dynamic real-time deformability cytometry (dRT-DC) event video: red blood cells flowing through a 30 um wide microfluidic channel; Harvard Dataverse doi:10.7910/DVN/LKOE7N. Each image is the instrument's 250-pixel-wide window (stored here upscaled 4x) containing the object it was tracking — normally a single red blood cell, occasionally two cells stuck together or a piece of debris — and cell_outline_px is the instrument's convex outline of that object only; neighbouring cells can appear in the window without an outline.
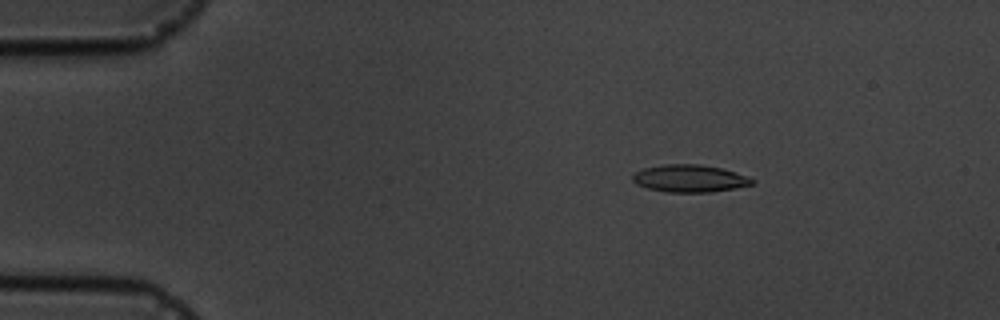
{"species": "common noctule bat (a hibernating species)", "species_latin": "Nyctalus noctula", "temperature_condition": "cold", "stored_images_in_passage": 6, "camera_frame_rate_fps": 3000, "um_per_image_px": 0.085, "animal": {"sex": "male", "body_mass_g": 19.5, "forearm_length_mm": 54.6}, "frame": {"image": 1, "passage_image": 3, "time_ms": 2.333, "image_size_px": [1000, 320], "cell_outline_px": [[756, 180], [752, 184], [712, 192], [668, 192], [648, 188], [636, 184], [632, 180], [632, 176], [636, 172], [644, 168], [664, 164], [700, 164], [720, 168], [736, 172]], "centroid_in_image_um": [58.6, 15.16], "position_along_channel_um": 26.4, "area_um2": 18.9}}